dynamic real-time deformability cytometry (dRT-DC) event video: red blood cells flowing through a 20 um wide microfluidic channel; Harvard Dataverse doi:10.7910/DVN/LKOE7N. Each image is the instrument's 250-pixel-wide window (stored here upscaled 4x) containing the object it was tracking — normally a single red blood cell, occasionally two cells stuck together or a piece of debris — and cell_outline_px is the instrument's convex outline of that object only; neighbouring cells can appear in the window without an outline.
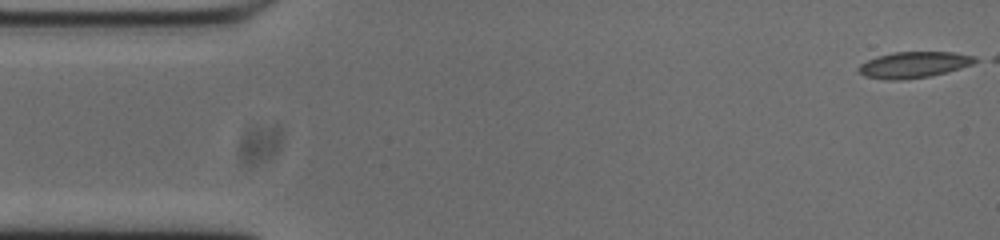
{"species": "common noctule bat (a hibernating species)", "species_latin": "Nyctalus noctula", "temperature_condition": "cold", "stored_images_in_passage": 43, "camera_frame_rate_fps": 3000, "um_per_image_px": 0.085, "animal": {"sex": "male", "body_mass_g": 20.0, "forearm_length_mm": 53.3}, "frame": {"image": 1, "passage_image": 1, "time_ms": 0.0, "image_size_px": [1000, 240], "cell_outline_px": [[980, 60], [972, 64], [948, 72], [932, 76], [900, 80], [888, 80], [864, 76], [856, 68], [860, 64], [868, 60], [892, 52], [952, 52], [976, 56]], "centroid_in_image_um": [77.71, 5.51], "position_along_channel_um": 7.3, "area_um2": 17.8}}
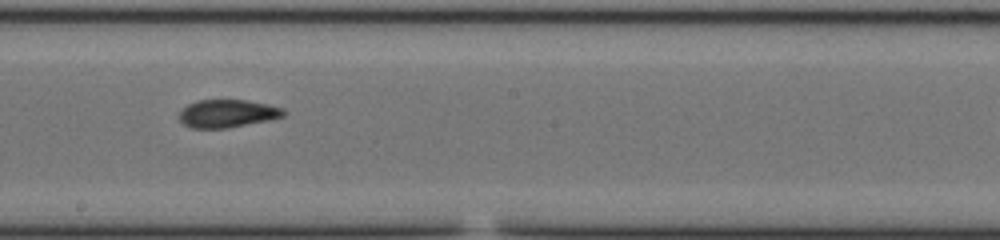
{"frame": {"image": 2, "passage_image": 28, "time_ms": 9.0, "image_size_px": [1000, 240], "cell_outline_px": [[288, 112], [284, 116], [268, 120], [228, 128], [192, 128], [184, 124], [176, 116], [188, 104], [196, 100], [248, 100], [268, 104], [284, 108]], "centroid_in_image_um": [19.34, 9.64], "position_along_channel_um": 228.9, "area_um2": 17.11}}
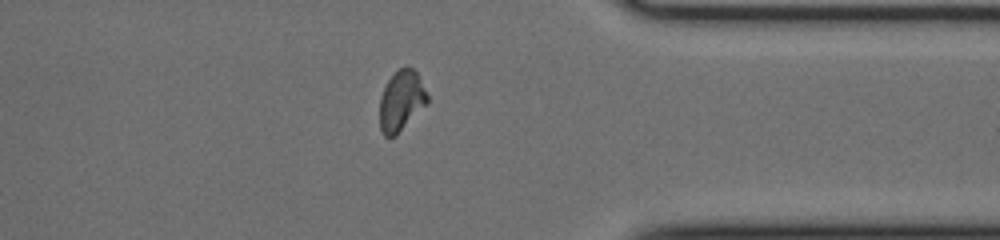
{"frame": {"image": 3, "passage_image": 41, "time_ms": 13.333, "image_size_px": [1000, 240], "cell_outline_px": [[428, 104], [396, 136], [388, 140], [384, 136], [380, 128], [380, 96], [388, 80], [404, 64], [408, 64], [416, 72], [428, 96]], "centroid_in_image_um": [34.11, 8.6], "position_along_channel_um": 377.3, "area_um2": 17.05}}